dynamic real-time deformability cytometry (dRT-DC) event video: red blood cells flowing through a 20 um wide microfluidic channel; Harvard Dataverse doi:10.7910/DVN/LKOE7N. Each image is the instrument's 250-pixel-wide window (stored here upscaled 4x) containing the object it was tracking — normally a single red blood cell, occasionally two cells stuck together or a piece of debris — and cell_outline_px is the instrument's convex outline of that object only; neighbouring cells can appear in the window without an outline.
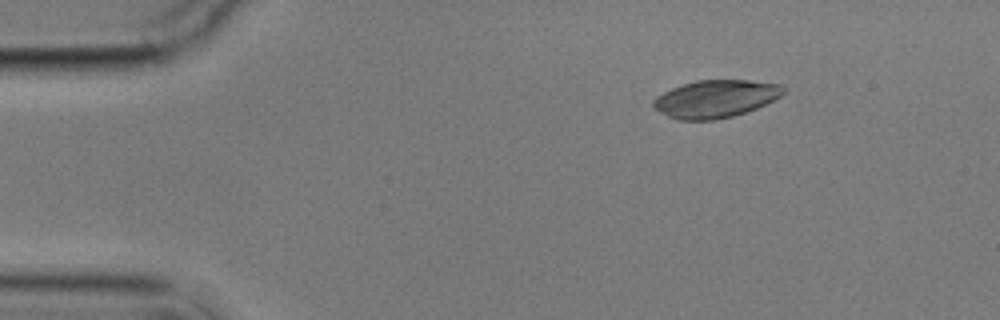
{"species": "common noctule bat (a hibernating species)", "species_latin": "Nyctalus noctula", "temperature_condition": "cold", "stored_images_in_passage": 3, "camera_frame_rate_fps": 3000, "um_per_image_px": 0.085, "animal": {"sex": "male", "body_mass_g": 17.9}, "frame": {"image": 1, "passage_image": 1, "time_ms": 0.0, "image_size_px": [1000, 320], "cell_outline_px": [[788, 88], [780, 96], [756, 108], [732, 116], [712, 120], [676, 120], [652, 108], [652, 100], [656, 96], [672, 88], [696, 80], [748, 80], [780, 84]], "centroid_in_image_um": [60.79, 8.39], "position_along_channel_um": 24.2, "area_um2": 28.44}}